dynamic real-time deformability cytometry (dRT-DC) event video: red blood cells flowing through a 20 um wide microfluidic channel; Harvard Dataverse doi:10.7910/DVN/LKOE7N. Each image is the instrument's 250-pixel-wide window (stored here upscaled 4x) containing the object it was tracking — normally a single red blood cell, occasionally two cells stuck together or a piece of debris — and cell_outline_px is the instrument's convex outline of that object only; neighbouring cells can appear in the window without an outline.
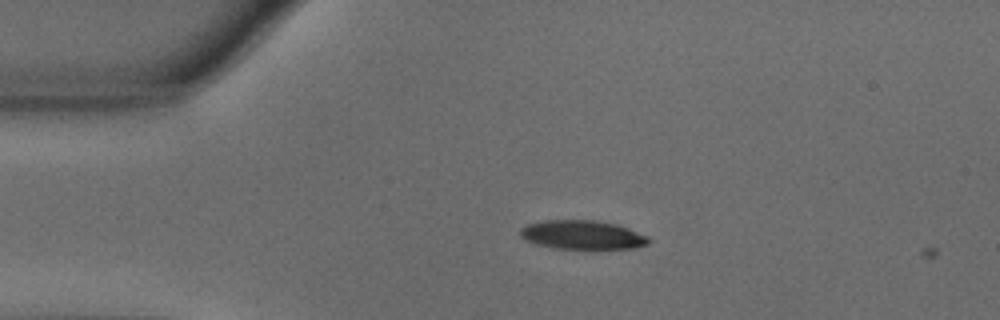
{"species": "common noctule bat (a hibernating species)", "species_latin": "Nyctalus noctula", "temperature_condition": "warm", "stored_images_in_passage": 3, "camera_frame_rate_fps": 3000, "um_per_image_px": 0.085, "animal": {"sex": "male", "body_mass_g": 18.8}, "frame": {"image": 1, "passage_image": 2, "time_ms": 0.333, "image_size_px": [1000, 320], "cell_outline_px": [[652, 240], [648, 244], [636, 248], [552, 248], [536, 244], [520, 236], [520, 228], [528, 224], [544, 220], [596, 220], [616, 224], [628, 228], [648, 236]], "centroid_in_image_um": [49.52, 19.95], "position_along_channel_um": 35.5, "area_um2": 21.56}}